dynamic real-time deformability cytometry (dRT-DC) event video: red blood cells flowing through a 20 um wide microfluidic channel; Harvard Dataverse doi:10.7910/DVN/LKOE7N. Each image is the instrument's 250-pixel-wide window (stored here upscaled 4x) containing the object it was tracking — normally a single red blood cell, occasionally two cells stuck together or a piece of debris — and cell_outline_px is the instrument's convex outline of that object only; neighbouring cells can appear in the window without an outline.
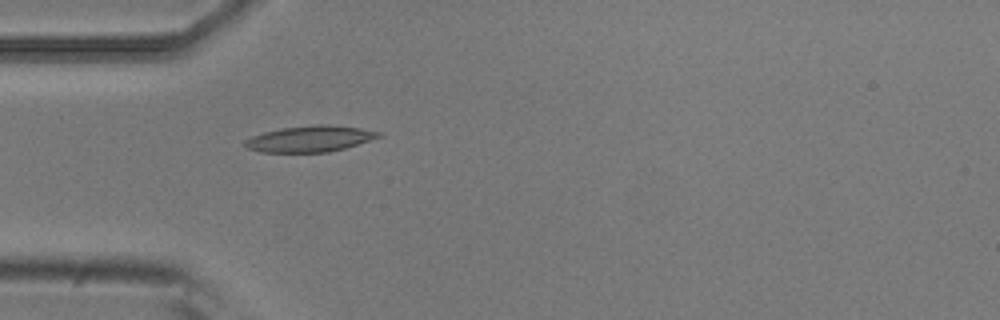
{"species": "common noctule bat (a hibernating species)", "species_latin": "Nyctalus noctula", "temperature_condition": "room temperature", "stored_images_in_passage": 4, "camera_frame_rate_fps": 3000, "um_per_image_px": 0.085, "animal": {"sex": "male", "body_mass_g": 20.5, "forearm_length_mm": 52.5}, "frame": {"image": 1, "passage_image": 4, "time_ms": 1.0, "image_size_px": [1000, 320], "cell_outline_px": [[384, 136], [344, 148], [328, 152], [260, 152], [248, 148], [244, 144], [244, 140], [252, 136], [264, 132], [280, 128], [316, 124], [328, 124], [360, 128], [380, 132]], "centroid_in_image_um": [26.35, 11.79], "position_along_channel_um": 58.6, "area_um2": 20.35}}